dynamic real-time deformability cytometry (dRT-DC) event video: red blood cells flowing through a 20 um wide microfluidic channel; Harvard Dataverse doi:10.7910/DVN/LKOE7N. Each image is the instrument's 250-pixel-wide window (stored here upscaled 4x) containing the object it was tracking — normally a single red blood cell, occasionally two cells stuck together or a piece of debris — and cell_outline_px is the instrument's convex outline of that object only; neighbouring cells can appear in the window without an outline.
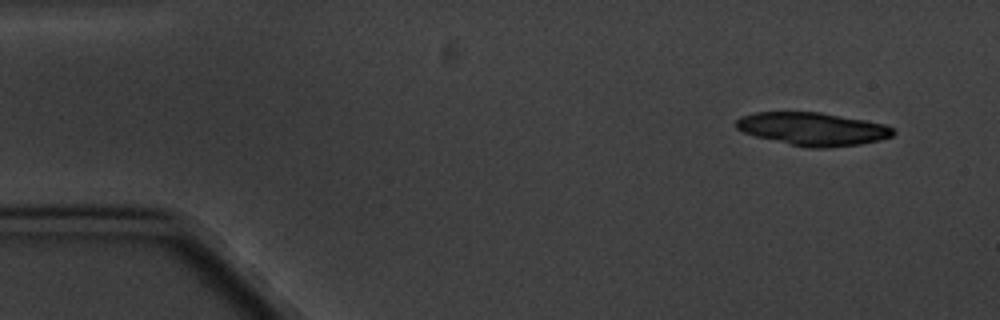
{"species": "common noctule bat (a hibernating species)", "species_latin": "Nyctalus noctula", "temperature_condition": "cold", "stored_images_in_passage": 7, "camera_frame_rate_fps": 3000, "um_per_image_px": 0.085, "animal": {"sex": "male", "body_mass_g": 20.1, "forearm_length_mm": 53.5}, "frame": {"image": 1, "passage_image": 1, "time_ms": 0.0, "image_size_px": [1000, 320], "cell_outline_px": [[896, 132], [892, 136], [880, 140], [860, 144], [828, 148], [808, 148], [788, 144], [756, 136], [744, 132], [736, 128], [736, 120], [740, 116], [756, 112], [820, 112], [864, 120], [884, 124], [892, 128]], "centroid_in_image_um": [69.08, 10.96], "position_along_channel_um": 15.9, "area_um2": 30.17}}
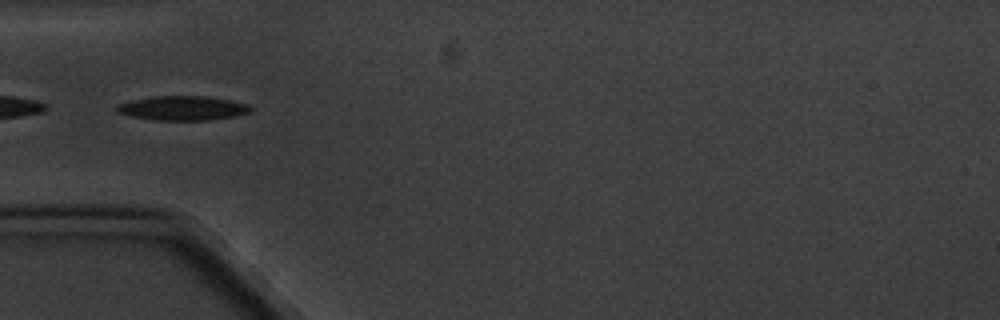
{"frame": {"image": 2, "passage_image": 4, "time_ms": 4.667, "image_size_px": [1000, 320], "cell_outline_px": [[252, 112], [236, 116], [208, 120], [152, 120], [132, 116], [120, 112], [116, 108], [116, 104], [132, 100], [152, 96], [204, 96], [228, 100], [248, 104], [252, 108]], "centroid_in_image_um": [15.55, 9.19], "position_along_channel_um": 69.5, "area_um2": 18.9}}